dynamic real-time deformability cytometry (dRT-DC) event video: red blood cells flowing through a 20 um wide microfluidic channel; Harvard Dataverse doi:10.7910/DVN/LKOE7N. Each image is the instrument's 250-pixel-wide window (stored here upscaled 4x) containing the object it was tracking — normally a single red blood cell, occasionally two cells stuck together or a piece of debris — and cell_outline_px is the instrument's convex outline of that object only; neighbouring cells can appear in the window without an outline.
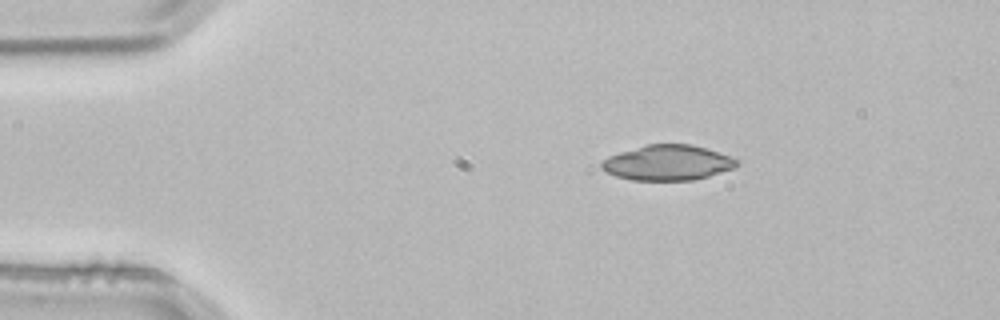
{"species": "common noctule bat (a hibernating species)", "species_latin": "Nyctalus noctula", "temperature_condition": "room temperature", "stored_images_in_passage": 1, "camera_frame_rate_fps": 3000, "um_per_image_px": 0.085, "animal": {"sex": "male", "body_mass_g": 21.5, "forearm_length_mm": 52.0}, "frame": {"image": 1, "passage_image": 1, "time_ms": 0.0, "image_size_px": [1000, 320], "cell_outline_px": [[740, 164], [736, 168], [708, 176], [692, 180], [632, 180], [616, 176], [600, 168], [600, 164], [608, 156], [620, 152], [648, 144], [692, 144], [708, 148], [732, 156], [740, 160]], "centroid_in_image_um": [56.82, 13.82], "position_along_channel_um": 28.2, "area_um2": 27.98}}